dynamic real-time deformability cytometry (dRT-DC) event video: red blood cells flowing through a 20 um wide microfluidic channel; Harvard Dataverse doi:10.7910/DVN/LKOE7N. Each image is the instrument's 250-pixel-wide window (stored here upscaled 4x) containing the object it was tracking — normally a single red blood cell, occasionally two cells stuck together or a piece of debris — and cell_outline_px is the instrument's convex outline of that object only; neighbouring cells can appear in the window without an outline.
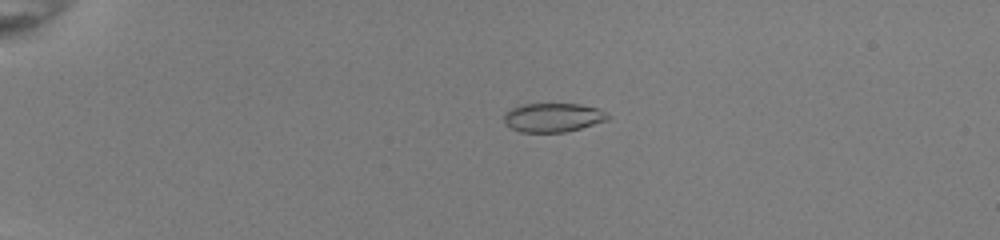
{"species": "common noctule bat (a hibernating species)", "species_latin": "Nyctalus noctula", "temperature_condition": "room temperature", "stored_images_in_passage": 47, "camera_frame_rate_fps": 3000, "um_per_image_px": 0.085, "animal": {"sex": "female", "body_mass_g": 22.0, "forearm_length_mm": 56.7}, "frame": {"image": 1, "passage_image": 8, "time_ms": 2.333, "image_size_px": [1000, 240], "cell_outline_px": [[612, 116], [608, 120], [580, 128], [564, 132], [520, 132], [504, 124], [504, 112], [512, 108], [524, 104], [580, 104], [596, 108], [608, 112]], "centroid_in_image_um": [47.02, 9.98], "position_along_channel_um": 38.0, "area_um2": 17.57}}
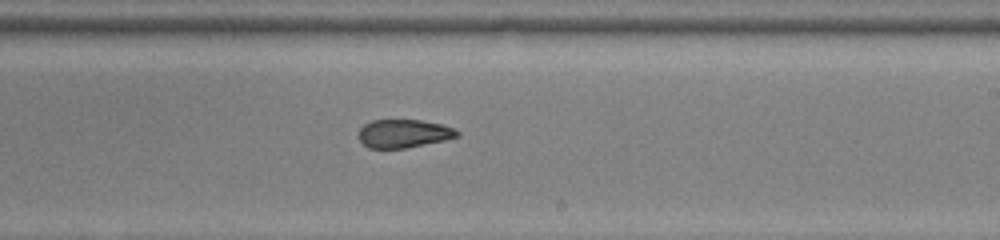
{"frame": {"image": 2, "passage_image": 29, "time_ms": 9.333, "image_size_px": [1000, 240], "cell_outline_px": [[460, 136], [444, 140], [404, 148], [368, 148], [360, 140], [360, 128], [364, 124], [372, 120], [420, 120], [440, 124], [452, 128], [460, 132]], "centroid_in_image_um": [34.31, 11.35], "position_along_channel_um": 254.7, "area_um2": 16.01}}
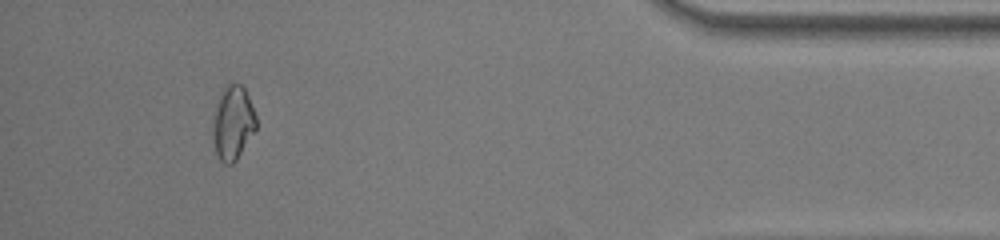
{"frame": {"image": 3, "passage_image": 44, "time_ms": 14.333, "image_size_px": [1000, 240], "cell_outline_px": [[256, 128], [236, 160], [232, 164], [224, 164], [220, 160], [216, 152], [212, 136], [212, 120], [216, 104], [220, 92], [224, 84], [240, 84], [244, 88], [248, 96], [256, 116]], "centroid_in_image_um": [19.76, 10.42], "position_along_channel_um": 415.4, "area_um2": 18.73}, "authors_computed_cell_mechanics": {"area_um2": 18.0914, "velocity_mm_per_s": 4.035, "shape_relaxation_time_tau1_ms": null, "shape_relaxation_time_tau2_ms": 1.1962, "deformation_change_tau1": null, "deformation_change_tau2": 0.057}}